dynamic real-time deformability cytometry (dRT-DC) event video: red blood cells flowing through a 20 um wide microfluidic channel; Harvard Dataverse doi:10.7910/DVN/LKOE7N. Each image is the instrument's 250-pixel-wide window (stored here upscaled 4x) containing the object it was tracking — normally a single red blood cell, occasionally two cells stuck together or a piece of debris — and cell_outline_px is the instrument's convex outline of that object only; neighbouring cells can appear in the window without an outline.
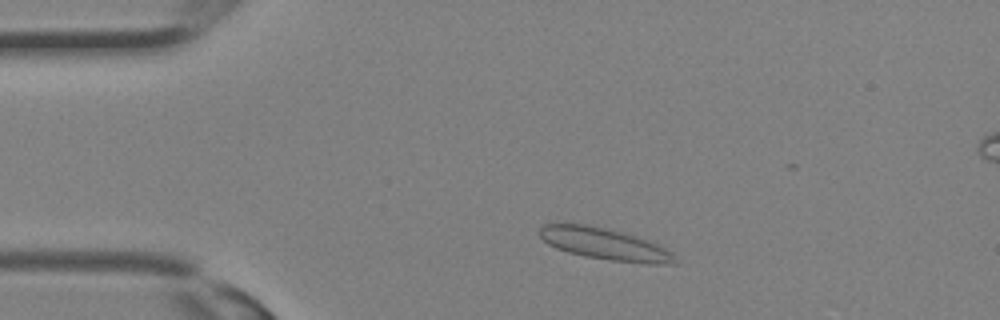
{"species": "Egyptian fruit bat (a non-hibernating species)", "species_latin": "Rousettus aegyptiacus", "temperature_condition": "room temperature", "stored_images_in_passage": 19, "camera_frame_rate_fps": 3000, "um_per_image_px": 0.085, "animal": {"sex": "female"}, "frame": {"image": 1, "passage_image": 4, "time_ms": 1.0, "image_size_px": [1000, 320], "cell_outline_px": [[676, 264], [644, 264], [612, 260], [584, 256], [568, 252], [556, 248], [548, 244], [536, 232], [544, 224], [584, 224], [604, 228], [632, 236], [656, 244], [672, 252], [676, 256]], "centroid_in_image_um": [51.37, 20.76], "position_along_channel_um": 33.6, "area_um2": 24.57}}
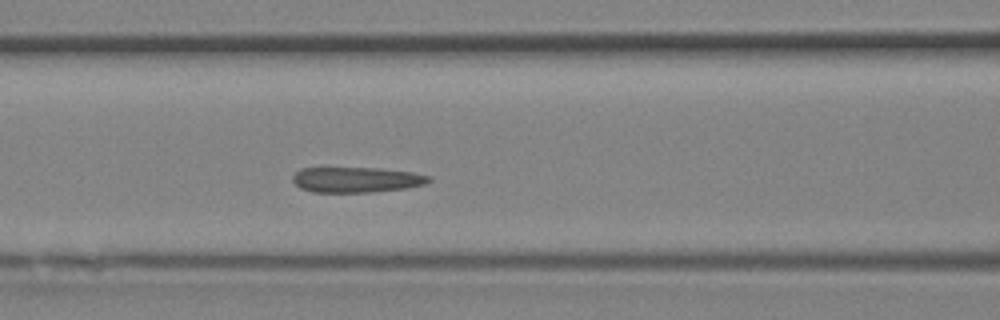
{"frame": {"image": 2, "passage_image": 11, "time_ms": 3.333, "image_size_px": [1000, 320], "cell_outline_px": [[432, 180], [424, 184], [404, 188], [372, 192], [312, 192], [300, 188], [292, 180], [292, 176], [300, 168], [380, 168], [412, 172], [432, 176]], "centroid_in_image_um": [30.29, 15.27], "position_along_channel_um": 136.3, "area_um2": 20.17}}
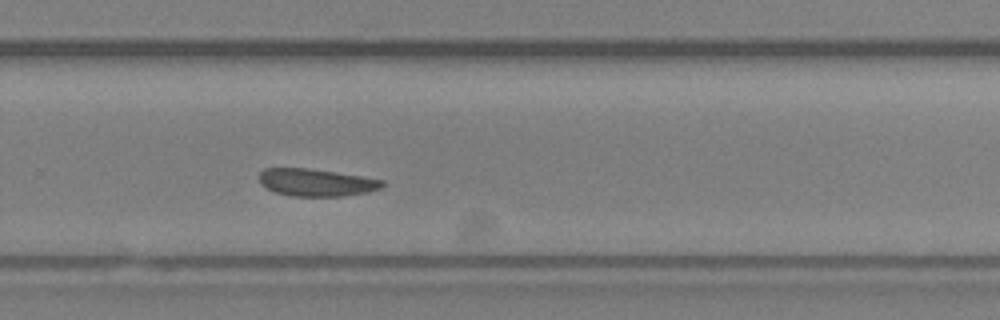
{"frame": {"image": 3, "passage_image": 19, "time_ms": 6.0, "image_size_px": [1000, 320], "cell_outline_px": [[384, 184], [380, 188], [368, 192], [340, 196], [292, 196], [276, 192], [260, 184], [260, 172], [264, 168], [308, 168], [336, 172], [384, 180]], "centroid_in_image_um": [26.87, 15.5], "position_along_channel_um": 302.9, "area_um2": 19.48}}